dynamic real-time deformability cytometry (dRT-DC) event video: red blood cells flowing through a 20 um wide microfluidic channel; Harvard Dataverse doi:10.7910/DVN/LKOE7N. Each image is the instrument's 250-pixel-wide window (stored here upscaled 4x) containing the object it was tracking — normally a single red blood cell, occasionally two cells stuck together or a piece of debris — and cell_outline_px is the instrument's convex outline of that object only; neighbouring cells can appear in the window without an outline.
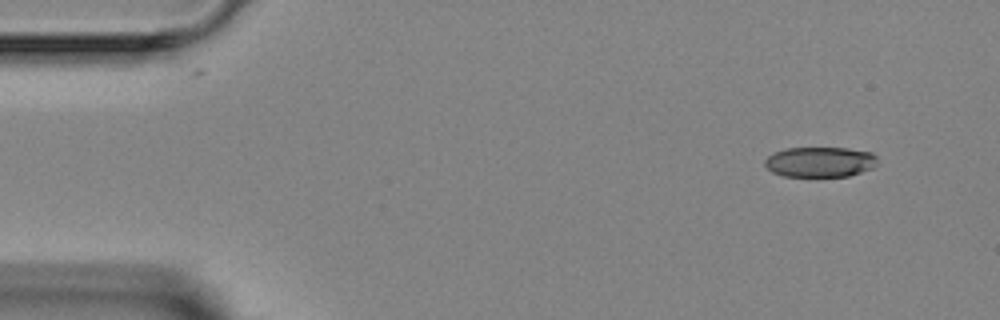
{"species": "Egyptian fruit bat (a non-hibernating species)", "species_latin": "Rousettus aegyptiacus", "temperature_condition": "room temperature", "stored_images_in_passage": 4, "camera_frame_rate_fps": 3000, "um_per_image_px": 0.085, "animal": {"sex": "female"}, "frame": {"image": 1, "passage_image": 1, "time_ms": 0.0, "image_size_px": [1000, 320], "cell_outline_px": [[876, 164], [872, 168], [848, 176], [784, 176], [772, 172], [764, 164], [764, 160], [768, 156], [776, 152], [788, 148], [848, 148], [872, 152], [876, 156]], "centroid_in_image_um": [69.7, 13.76], "position_along_channel_um": 15.3, "area_um2": 19.71}}
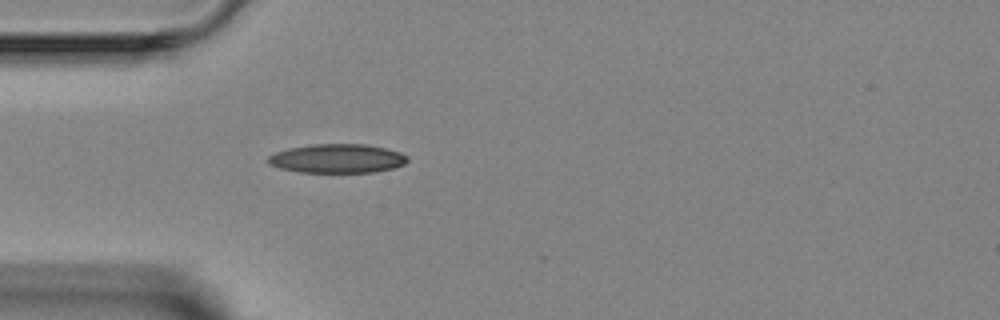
{"frame": {"image": 2, "passage_image": 4, "time_ms": 3.333, "image_size_px": [1000, 320], "cell_outline_px": [[408, 160], [404, 164], [396, 168], [372, 172], [300, 172], [280, 168], [268, 164], [264, 160], [268, 156], [276, 152], [288, 148], [312, 144], [364, 144], [384, 148], [400, 152], [408, 156]], "centroid_in_image_um": [28.64, 13.47], "position_along_channel_um": 56.4, "area_um2": 23.64}}